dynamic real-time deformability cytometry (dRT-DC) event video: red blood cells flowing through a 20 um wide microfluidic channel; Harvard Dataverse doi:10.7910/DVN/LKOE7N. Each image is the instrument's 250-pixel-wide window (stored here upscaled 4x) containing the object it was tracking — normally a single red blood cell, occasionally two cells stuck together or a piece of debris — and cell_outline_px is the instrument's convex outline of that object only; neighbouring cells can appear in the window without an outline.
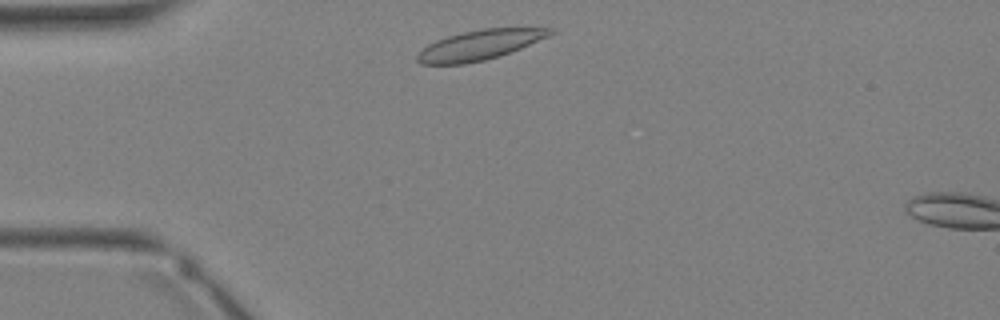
{"species": "Egyptian fruit bat (a non-hibernating species)", "species_latin": "Rousettus aegyptiacus", "temperature_condition": "warm", "stored_images_in_passage": 4, "camera_frame_rate_fps": 3000, "um_per_image_px": 0.085, "animal": {"sex": "female"}, "frame": {"image": 1, "passage_image": 2, "time_ms": 0.333, "image_size_px": [1000, 320], "cell_outline_px": [[556, 32], [548, 36], [520, 48], [484, 60], [464, 64], [420, 64], [416, 60], [416, 56], [428, 44], [436, 40], [448, 36], [464, 32], [484, 28], [556, 28]], "centroid_in_image_um": [40.76, 3.82], "position_along_channel_um": 44.2, "area_um2": 22.72}}